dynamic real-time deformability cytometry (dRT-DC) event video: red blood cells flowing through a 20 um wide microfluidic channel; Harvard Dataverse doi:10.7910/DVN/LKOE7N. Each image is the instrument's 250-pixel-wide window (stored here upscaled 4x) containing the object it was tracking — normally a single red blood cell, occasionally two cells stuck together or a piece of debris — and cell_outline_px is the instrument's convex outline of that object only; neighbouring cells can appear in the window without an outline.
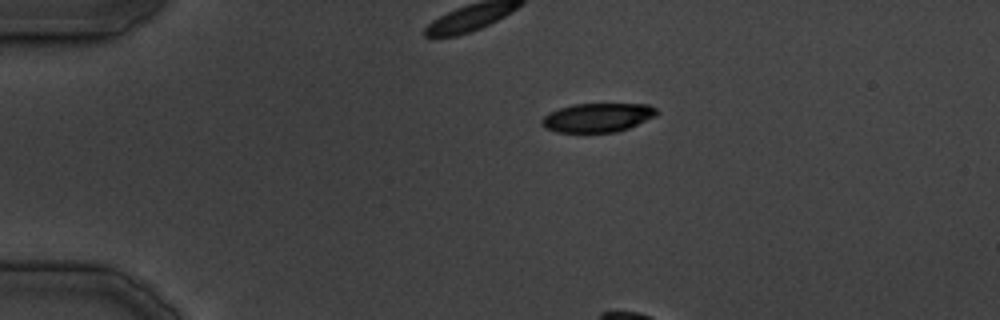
{"species": "common noctule bat (a hibernating species)", "species_latin": "Nyctalus noctula", "temperature_condition": "cold", "stored_images_in_passage": 4, "camera_frame_rate_fps": 3000, "um_per_image_px": 0.085, "animal": {"sex": "male", "body_mass_g": 19.5, "forearm_length_mm": 54.6}, "frame": {"image": 1, "passage_image": 1, "time_ms": 0.0, "image_size_px": [1000, 320], "cell_outline_px": [[660, 112], [656, 116], [628, 128], [616, 132], [556, 132], [544, 128], [540, 124], [540, 120], [548, 112], [560, 108], [576, 104], [648, 104], [656, 108]], "centroid_in_image_um": [50.78, 9.99], "position_along_channel_um": 34.2, "area_um2": 19.48}}